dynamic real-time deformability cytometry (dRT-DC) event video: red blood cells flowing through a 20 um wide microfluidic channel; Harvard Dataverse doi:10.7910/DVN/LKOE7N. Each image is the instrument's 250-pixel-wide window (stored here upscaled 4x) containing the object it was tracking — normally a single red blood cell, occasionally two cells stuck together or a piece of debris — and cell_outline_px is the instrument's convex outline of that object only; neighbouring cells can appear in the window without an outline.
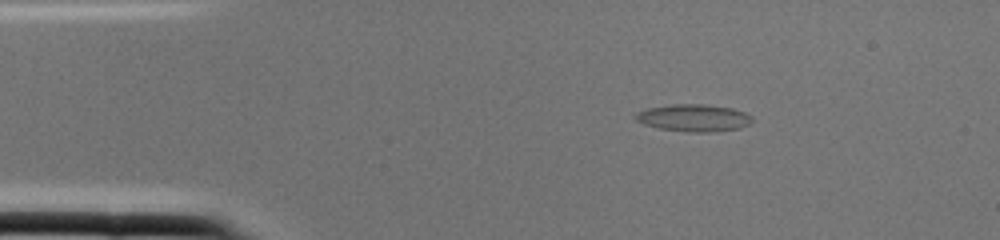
{"species": "common noctule bat (a hibernating species)", "species_latin": "Nyctalus noctula", "temperature_condition": "cold", "stored_images_in_passage": 2, "segment_of_instrument_passage": [2, 2], "camera_frame_rate_fps": 3000, "um_per_image_px": 0.085, "animal": {"sex": "female", "body_mass_g": 22.0, "forearm_length_mm": 56.7}, "frame": {"image": 1, "passage_image": 2, "time_ms": 0.333, "image_size_px": [1000, 240], "cell_outline_px": [[752, 120], [748, 124], [740, 128], [704, 132], [692, 132], [660, 128], [644, 124], [636, 120], [636, 112], [648, 108], [672, 104], [704, 104], [732, 108], [744, 112], [752, 116]], "centroid_in_image_um": [58.97, 10.0], "position_along_channel_um": 26.0, "area_um2": 18.21}}